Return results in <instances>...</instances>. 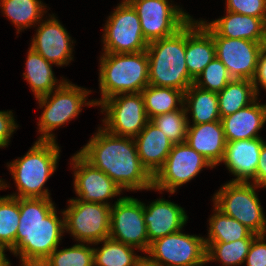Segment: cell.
<instances>
[{
    "mask_svg": "<svg viewBox=\"0 0 266 266\" xmlns=\"http://www.w3.org/2000/svg\"><path fill=\"white\" fill-rule=\"evenodd\" d=\"M77 151L106 173L124 191H150L153 177L141 164L134 138L112 134L101 127Z\"/></svg>",
    "mask_w": 266,
    "mask_h": 266,
    "instance_id": "obj_1",
    "label": "cell"
},
{
    "mask_svg": "<svg viewBox=\"0 0 266 266\" xmlns=\"http://www.w3.org/2000/svg\"><path fill=\"white\" fill-rule=\"evenodd\" d=\"M56 210L52 198H19L16 247L10 253L19 257L20 266H40L61 245L64 212L58 217Z\"/></svg>",
    "mask_w": 266,
    "mask_h": 266,
    "instance_id": "obj_2",
    "label": "cell"
},
{
    "mask_svg": "<svg viewBox=\"0 0 266 266\" xmlns=\"http://www.w3.org/2000/svg\"><path fill=\"white\" fill-rule=\"evenodd\" d=\"M60 152L57 141L36 140L24 156L8 162L6 166L17 187V192L9 196L51 198L49 189L44 185L56 172Z\"/></svg>",
    "mask_w": 266,
    "mask_h": 266,
    "instance_id": "obj_3",
    "label": "cell"
},
{
    "mask_svg": "<svg viewBox=\"0 0 266 266\" xmlns=\"http://www.w3.org/2000/svg\"><path fill=\"white\" fill-rule=\"evenodd\" d=\"M99 99L104 100L121 93H139L149 85V61L146 51L135 53H106L99 59Z\"/></svg>",
    "mask_w": 266,
    "mask_h": 266,
    "instance_id": "obj_4",
    "label": "cell"
},
{
    "mask_svg": "<svg viewBox=\"0 0 266 266\" xmlns=\"http://www.w3.org/2000/svg\"><path fill=\"white\" fill-rule=\"evenodd\" d=\"M186 25L174 35L149 42V85L185 92L194 80L185 63Z\"/></svg>",
    "mask_w": 266,
    "mask_h": 266,
    "instance_id": "obj_5",
    "label": "cell"
},
{
    "mask_svg": "<svg viewBox=\"0 0 266 266\" xmlns=\"http://www.w3.org/2000/svg\"><path fill=\"white\" fill-rule=\"evenodd\" d=\"M91 93V90L66 79L56 90L36 98L38 108H43L37 122L40 134L37 140L56 141L53 132L56 128L64 127L69 121L78 117L83 107L96 106L93 99H88Z\"/></svg>",
    "mask_w": 266,
    "mask_h": 266,
    "instance_id": "obj_6",
    "label": "cell"
},
{
    "mask_svg": "<svg viewBox=\"0 0 266 266\" xmlns=\"http://www.w3.org/2000/svg\"><path fill=\"white\" fill-rule=\"evenodd\" d=\"M254 183L223 184L212 197L213 204L224 214L238 220L257 235L266 234V216Z\"/></svg>",
    "mask_w": 266,
    "mask_h": 266,
    "instance_id": "obj_7",
    "label": "cell"
},
{
    "mask_svg": "<svg viewBox=\"0 0 266 266\" xmlns=\"http://www.w3.org/2000/svg\"><path fill=\"white\" fill-rule=\"evenodd\" d=\"M111 207L80 199L68 200V207L63 210L65 232L77 242H101L110 234Z\"/></svg>",
    "mask_w": 266,
    "mask_h": 266,
    "instance_id": "obj_8",
    "label": "cell"
},
{
    "mask_svg": "<svg viewBox=\"0 0 266 266\" xmlns=\"http://www.w3.org/2000/svg\"><path fill=\"white\" fill-rule=\"evenodd\" d=\"M105 22L101 39L103 52L146 51L149 43L144 38L139 16L131 4H117Z\"/></svg>",
    "mask_w": 266,
    "mask_h": 266,
    "instance_id": "obj_9",
    "label": "cell"
},
{
    "mask_svg": "<svg viewBox=\"0 0 266 266\" xmlns=\"http://www.w3.org/2000/svg\"><path fill=\"white\" fill-rule=\"evenodd\" d=\"M206 168H214L211 163L191 148L186 142L173 144L163 167L153 177V189L175 194L177 189L187 184Z\"/></svg>",
    "mask_w": 266,
    "mask_h": 266,
    "instance_id": "obj_10",
    "label": "cell"
},
{
    "mask_svg": "<svg viewBox=\"0 0 266 266\" xmlns=\"http://www.w3.org/2000/svg\"><path fill=\"white\" fill-rule=\"evenodd\" d=\"M98 107L105 113L102 127L118 136L135 138L149 121L141 92L114 95Z\"/></svg>",
    "mask_w": 266,
    "mask_h": 266,
    "instance_id": "obj_11",
    "label": "cell"
},
{
    "mask_svg": "<svg viewBox=\"0 0 266 266\" xmlns=\"http://www.w3.org/2000/svg\"><path fill=\"white\" fill-rule=\"evenodd\" d=\"M172 2L135 0L131 3L139 16L142 33L148 43L174 35L193 18L183 7Z\"/></svg>",
    "mask_w": 266,
    "mask_h": 266,
    "instance_id": "obj_12",
    "label": "cell"
},
{
    "mask_svg": "<svg viewBox=\"0 0 266 266\" xmlns=\"http://www.w3.org/2000/svg\"><path fill=\"white\" fill-rule=\"evenodd\" d=\"M182 230L152 242L146 255L161 266H205V236L186 234Z\"/></svg>",
    "mask_w": 266,
    "mask_h": 266,
    "instance_id": "obj_13",
    "label": "cell"
},
{
    "mask_svg": "<svg viewBox=\"0 0 266 266\" xmlns=\"http://www.w3.org/2000/svg\"><path fill=\"white\" fill-rule=\"evenodd\" d=\"M199 21L212 34L216 57L226 66L232 79L253 80L266 43L222 37L205 20L201 18Z\"/></svg>",
    "mask_w": 266,
    "mask_h": 266,
    "instance_id": "obj_14",
    "label": "cell"
},
{
    "mask_svg": "<svg viewBox=\"0 0 266 266\" xmlns=\"http://www.w3.org/2000/svg\"><path fill=\"white\" fill-rule=\"evenodd\" d=\"M109 237L147 253L149 240L143 201L130 196L117 198L111 207Z\"/></svg>",
    "mask_w": 266,
    "mask_h": 266,
    "instance_id": "obj_15",
    "label": "cell"
},
{
    "mask_svg": "<svg viewBox=\"0 0 266 266\" xmlns=\"http://www.w3.org/2000/svg\"><path fill=\"white\" fill-rule=\"evenodd\" d=\"M73 170V188L76 198L85 202L112 206L110 199L121 196L123 190L103 171L87 162L78 152L70 159Z\"/></svg>",
    "mask_w": 266,
    "mask_h": 266,
    "instance_id": "obj_16",
    "label": "cell"
},
{
    "mask_svg": "<svg viewBox=\"0 0 266 266\" xmlns=\"http://www.w3.org/2000/svg\"><path fill=\"white\" fill-rule=\"evenodd\" d=\"M53 13L37 24L30 47L57 67L73 61L74 40Z\"/></svg>",
    "mask_w": 266,
    "mask_h": 266,
    "instance_id": "obj_17",
    "label": "cell"
},
{
    "mask_svg": "<svg viewBox=\"0 0 266 266\" xmlns=\"http://www.w3.org/2000/svg\"><path fill=\"white\" fill-rule=\"evenodd\" d=\"M262 137L226 141L225 153L220 163L234 175L230 182L254 183L260 151L264 143Z\"/></svg>",
    "mask_w": 266,
    "mask_h": 266,
    "instance_id": "obj_18",
    "label": "cell"
},
{
    "mask_svg": "<svg viewBox=\"0 0 266 266\" xmlns=\"http://www.w3.org/2000/svg\"><path fill=\"white\" fill-rule=\"evenodd\" d=\"M183 207L171 200L158 198L144 203V221L147 228L149 247L152 242L183 229L188 216Z\"/></svg>",
    "mask_w": 266,
    "mask_h": 266,
    "instance_id": "obj_19",
    "label": "cell"
},
{
    "mask_svg": "<svg viewBox=\"0 0 266 266\" xmlns=\"http://www.w3.org/2000/svg\"><path fill=\"white\" fill-rule=\"evenodd\" d=\"M212 34L197 19L186 24L185 63L190 77L195 80L215 58Z\"/></svg>",
    "mask_w": 266,
    "mask_h": 266,
    "instance_id": "obj_20",
    "label": "cell"
},
{
    "mask_svg": "<svg viewBox=\"0 0 266 266\" xmlns=\"http://www.w3.org/2000/svg\"><path fill=\"white\" fill-rule=\"evenodd\" d=\"M134 140L141 164L154 177L163 167L173 143L150 120Z\"/></svg>",
    "mask_w": 266,
    "mask_h": 266,
    "instance_id": "obj_21",
    "label": "cell"
},
{
    "mask_svg": "<svg viewBox=\"0 0 266 266\" xmlns=\"http://www.w3.org/2000/svg\"><path fill=\"white\" fill-rule=\"evenodd\" d=\"M185 142L205 157L213 167L220 165L226 147L222 122L188 124Z\"/></svg>",
    "mask_w": 266,
    "mask_h": 266,
    "instance_id": "obj_22",
    "label": "cell"
},
{
    "mask_svg": "<svg viewBox=\"0 0 266 266\" xmlns=\"http://www.w3.org/2000/svg\"><path fill=\"white\" fill-rule=\"evenodd\" d=\"M257 98L249 106L221 119L226 141L262 137L259 131L266 123V103Z\"/></svg>",
    "mask_w": 266,
    "mask_h": 266,
    "instance_id": "obj_23",
    "label": "cell"
},
{
    "mask_svg": "<svg viewBox=\"0 0 266 266\" xmlns=\"http://www.w3.org/2000/svg\"><path fill=\"white\" fill-rule=\"evenodd\" d=\"M226 15L205 22L219 35L266 43V22L262 18L226 11Z\"/></svg>",
    "mask_w": 266,
    "mask_h": 266,
    "instance_id": "obj_24",
    "label": "cell"
},
{
    "mask_svg": "<svg viewBox=\"0 0 266 266\" xmlns=\"http://www.w3.org/2000/svg\"><path fill=\"white\" fill-rule=\"evenodd\" d=\"M24 80L30 86L34 98L41 97L56 90L66 79H56L52 63L29 47L26 57Z\"/></svg>",
    "mask_w": 266,
    "mask_h": 266,
    "instance_id": "obj_25",
    "label": "cell"
},
{
    "mask_svg": "<svg viewBox=\"0 0 266 266\" xmlns=\"http://www.w3.org/2000/svg\"><path fill=\"white\" fill-rule=\"evenodd\" d=\"M46 5L41 0H0L1 12L14 24L17 34L29 27H37L48 12Z\"/></svg>",
    "mask_w": 266,
    "mask_h": 266,
    "instance_id": "obj_26",
    "label": "cell"
},
{
    "mask_svg": "<svg viewBox=\"0 0 266 266\" xmlns=\"http://www.w3.org/2000/svg\"><path fill=\"white\" fill-rule=\"evenodd\" d=\"M184 108L192 115V124L221 121L217 93L198 88L192 84L184 92Z\"/></svg>",
    "mask_w": 266,
    "mask_h": 266,
    "instance_id": "obj_27",
    "label": "cell"
},
{
    "mask_svg": "<svg viewBox=\"0 0 266 266\" xmlns=\"http://www.w3.org/2000/svg\"><path fill=\"white\" fill-rule=\"evenodd\" d=\"M217 96L222 119L249 106L259 95L256 93L253 80L232 79Z\"/></svg>",
    "mask_w": 266,
    "mask_h": 266,
    "instance_id": "obj_28",
    "label": "cell"
},
{
    "mask_svg": "<svg viewBox=\"0 0 266 266\" xmlns=\"http://www.w3.org/2000/svg\"><path fill=\"white\" fill-rule=\"evenodd\" d=\"M213 214L209 218L208 236L205 242H232L240 239H254L253 233L238 220L229 217L213 204Z\"/></svg>",
    "mask_w": 266,
    "mask_h": 266,
    "instance_id": "obj_29",
    "label": "cell"
},
{
    "mask_svg": "<svg viewBox=\"0 0 266 266\" xmlns=\"http://www.w3.org/2000/svg\"><path fill=\"white\" fill-rule=\"evenodd\" d=\"M141 94L149 120L156 115L178 110L184 105V92L174 88L148 85Z\"/></svg>",
    "mask_w": 266,
    "mask_h": 266,
    "instance_id": "obj_30",
    "label": "cell"
},
{
    "mask_svg": "<svg viewBox=\"0 0 266 266\" xmlns=\"http://www.w3.org/2000/svg\"><path fill=\"white\" fill-rule=\"evenodd\" d=\"M103 243V244H102ZM102 244L100 247H93L94 266H135L142 257L135 253L138 249L121 243L111 237L103 239L93 245Z\"/></svg>",
    "mask_w": 266,
    "mask_h": 266,
    "instance_id": "obj_31",
    "label": "cell"
},
{
    "mask_svg": "<svg viewBox=\"0 0 266 266\" xmlns=\"http://www.w3.org/2000/svg\"><path fill=\"white\" fill-rule=\"evenodd\" d=\"M253 239H240L232 242H205L206 261L220 262L222 266H242Z\"/></svg>",
    "mask_w": 266,
    "mask_h": 266,
    "instance_id": "obj_32",
    "label": "cell"
},
{
    "mask_svg": "<svg viewBox=\"0 0 266 266\" xmlns=\"http://www.w3.org/2000/svg\"><path fill=\"white\" fill-rule=\"evenodd\" d=\"M19 198L0 196V247L11 252L16 247L19 226Z\"/></svg>",
    "mask_w": 266,
    "mask_h": 266,
    "instance_id": "obj_33",
    "label": "cell"
},
{
    "mask_svg": "<svg viewBox=\"0 0 266 266\" xmlns=\"http://www.w3.org/2000/svg\"><path fill=\"white\" fill-rule=\"evenodd\" d=\"M93 244L81 243L69 248L57 247L40 266H94Z\"/></svg>",
    "mask_w": 266,
    "mask_h": 266,
    "instance_id": "obj_34",
    "label": "cell"
},
{
    "mask_svg": "<svg viewBox=\"0 0 266 266\" xmlns=\"http://www.w3.org/2000/svg\"><path fill=\"white\" fill-rule=\"evenodd\" d=\"M184 105L173 112L154 116L150 121L170 139L173 144L186 141L188 124H191Z\"/></svg>",
    "mask_w": 266,
    "mask_h": 266,
    "instance_id": "obj_35",
    "label": "cell"
},
{
    "mask_svg": "<svg viewBox=\"0 0 266 266\" xmlns=\"http://www.w3.org/2000/svg\"><path fill=\"white\" fill-rule=\"evenodd\" d=\"M231 80L226 66L215 56L194 80V85L203 90L219 93Z\"/></svg>",
    "mask_w": 266,
    "mask_h": 266,
    "instance_id": "obj_36",
    "label": "cell"
},
{
    "mask_svg": "<svg viewBox=\"0 0 266 266\" xmlns=\"http://www.w3.org/2000/svg\"><path fill=\"white\" fill-rule=\"evenodd\" d=\"M225 11L262 18L266 22V0H226Z\"/></svg>",
    "mask_w": 266,
    "mask_h": 266,
    "instance_id": "obj_37",
    "label": "cell"
},
{
    "mask_svg": "<svg viewBox=\"0 0 266 266\" xmlns=\"http://www.w3.org/2000/svg\"><path fill=\"white\" fill-rule=\"evenodd\" d=\"M245 266H266V234L257 235L245 258Z\"/></svg>",
    "mask_w": 266,
    "mask_h": 266,
    "instance_id": "obj_38",
    "label": "cell"
},
{
    "mask_svg": "<svg viewBox=\"0 0 266 266\" xmlns=\"http://www.w3.org/2000/svg\"><path fill=\"white\" fill-rule=\"evenodd\" d=\"M13 115L12 110H0V148L8 147L12 135L19 127Z\"/></svg>",
    "mask_w": 266,
    "mask_h": 266,
    "instance_id": "obj_39",
    "label": "cell"
},
{
    "mask_svg": "<svg viewBox=\"0 0 266 266\" xmlns=\"http://www.w3.org/2000/svg\"><path fill=\"white\" fill-rule=\"evenodd\" d=\"M253 84L258 95L260 94V86V88H263L266 91V48L259 56L257 71L253 79Z\"/></svg>",
    "mask_w": 266,
    "mask_h": 266,
    "instance_id": "obj_40",
    "label": "cell"
},
{
    "mask_svg": "<svg viewBox=\"0 0 266 266\" xmlns=\"http://www.w3.org/2000/svg\"><path fill=\"white\" fill-rule=\"evenodd\" d=\"M255 184L263 189L266 188V141L263 143L260 151Z\"/></svg>",
    "mask_w": 266,
    "mask_h": 266,
    "instance_id": "obj_41",
    "label": "cell"
},
{
    "mask_svg": "<svg viewBox=\"0 0 266 266\" xmlns=\"http://www.w3.org/2000/svg\"><path fill=\"white\" fill-rule=\"evenodd\" d=\"M135 266H161V265L152 261L148 256L144 255L136 262Z\"/></svg>",
    "mask_w": 266,
    "mask_h": 266,
    "instance_id": "obj_42",
    "label": "cell"
},
{
    "mask_svg": "<svg viewBox=\"0 0 266 266\" xmlns=\"http://www.w3.org/2000/svg\"><path fill=\"white\" fill-rule=\"evenodd\" d=\"M9 259H0V266H11Z\"/></svg>",
    "mask_w": 266,
    "mask_h": 266,
    "instance_id": "obj_43",
    "label": "cell"
},
{
    "mask_svg": "<svg viewBox=\"0 0 266 266\" xmlns=\"http://www.w3.org/2000/svg\"><path fill=\"white\" fill-rule=\"evenodd\" d=\"M0 259H7L4 250L0 247Z\"/></svg>",
    "mask_w": 266,
    "mask_h": 266,
    "instance_id": "obj_44",
    "label": "cell"
},
{
    "mask_svg": "<svg viewBox=\"0 0 266 266\" xmlns=\"http://www.w3.org/2000/svg\"><path fill=\"white\" fill-rule=\"evenodd\" d=\"M135 0H122L121 4H131Z\"/></svg>",
    "mask_w": 266,
    "mask_h": 266,
    "instance_id": "obj_45",
    "label": "cell"
}]
</instances>
